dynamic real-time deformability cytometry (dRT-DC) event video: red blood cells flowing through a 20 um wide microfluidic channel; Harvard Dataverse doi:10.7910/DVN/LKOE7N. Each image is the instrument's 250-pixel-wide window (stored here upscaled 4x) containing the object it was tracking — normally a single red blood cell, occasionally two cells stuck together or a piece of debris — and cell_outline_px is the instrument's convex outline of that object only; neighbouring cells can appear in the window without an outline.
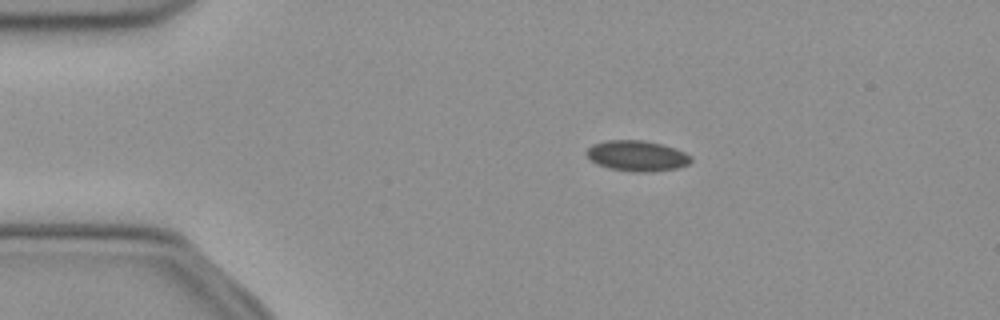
{"species": "common noctule bat (a hibernating species)", "species_latin": "Nyctalus noctula", "temperature_condition": "cold", "stored_images_in_passage": 45, "camera_frame_rate_fps": 3000, "um_per_image_px": 0.085, "animal": {"sex": "female", "body_mass_g": 21.9}, "frame": {"image": 1, "passage_image": 3, "time_ms": 0.667, "image_size_px": [1000, 320], "cell_outline_px": [[692, 160], [688, 164], [676, 168], [652, 172], [636, 172], [608, 168], [596, 164], [584, 152], [592, 144], [608, 140], [644, 140], [660, 144], [684, 152], [692, 156]], "centroid_in_image_um": [54.12, 13.25], "position_along_channel_um": 30.9, "area_um2": 18.55}}
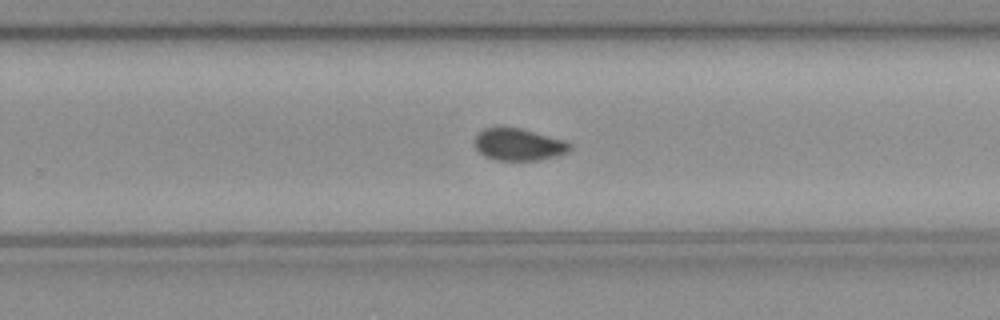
{"frame": {"image": 2, "passage_image": 26, "time_ms": 8.333, "image_size_px": [1000, 320], "cell_outline_px": [[572, 148], [568, 152], [556, 156], [540, 160], [496, 160], [484, 156], [476, 148], [476, 132], [484, 128], [520, 128], [564, 140], [572, 144]], "centroid_in_image_um": [44.1, 12.29], "position_along_channel_um": 285.7, "area_um2": 17.69}}
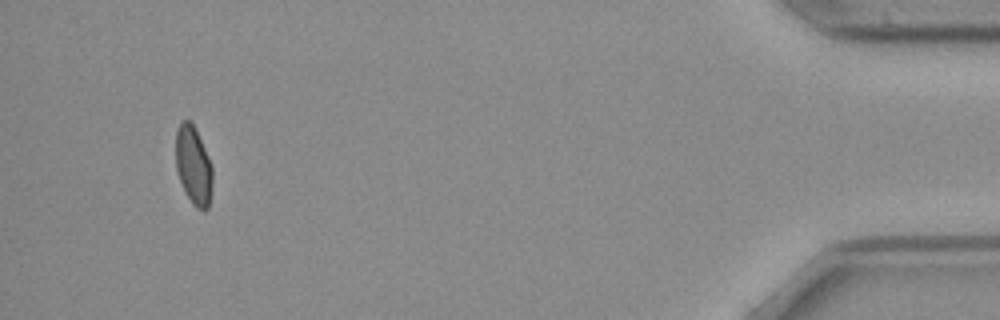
{"frame": {"image": 3, "passage_image": 42, "time_ms": 13.667, "image_size_px": [1000, 320], "cell_outline_px": [[212, 184], [208, 208], [204, 212], [196, 208], [192, 204], [180, 180], [176, 168], [176, 132], [180, 124], [184, 120], [188, 120], [196, 128], [208, 156], [212, 168]], "centroid_in_image_um": [16.45, 14.08], "position_along_channel_um": 418.7, "area_um2": 16.65}}